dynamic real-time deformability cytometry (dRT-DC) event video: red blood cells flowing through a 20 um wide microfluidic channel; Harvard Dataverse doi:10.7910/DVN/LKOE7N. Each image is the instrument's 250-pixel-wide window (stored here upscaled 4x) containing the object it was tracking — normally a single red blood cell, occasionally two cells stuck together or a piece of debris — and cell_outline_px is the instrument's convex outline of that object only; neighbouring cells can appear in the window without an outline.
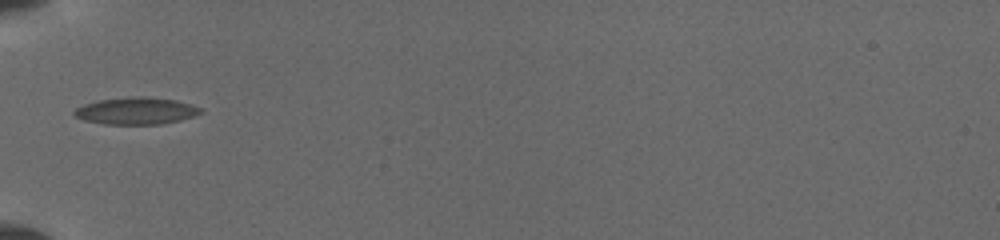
{"species": "common noctule bat (a hibernating species)", "species_latin": "Nyctalus noctula", "temperature_condition": "cold", "stored_images_in_passage": 43, "camera_frame_rate_fps": 3000, "um_per_image_px": 0.085, "animal": {"sex": "female", "body_mass_g": 19.5, "forearm_length_mm": 54.1}, "frame": {"image": 1, "passage_image": 1, "time_ms": 0.0, "image_size_px": [1000, 240], "cell_outline_px": [[204, 112], [180, 120], [160, 124], [104, 124], [84, 120], [76, 116], [72, 112], [76, 108], [84, 104], [96, 100], [132, 96], [144, 96], [176, 100], [204, 108]], "centroid_in_image_um": [11.58, 9.41], "position_along_channel_um": 73.4, "area_um2": 20.0}}
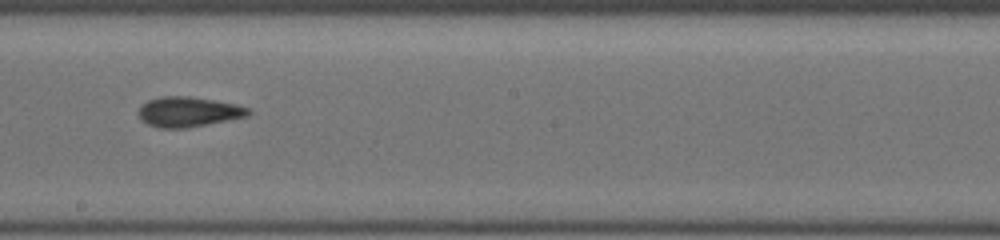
{"frame": {"image": 2, "passage_image": 16, "time_ms": 4.0, "image_size_px": [1000, 240], "cell_outline_px": [[252, 112], [248, 116], [184, 128], [160, 128], [148, 124], [140, 120], [140, 104], [148, 100], [160, 96], [188, 96], [236, 104], [248, 108]], "centroid_in_image_um": [15.99, 9.5], "position_along_channel_um": 232.2, "area_um2": 19.02}}
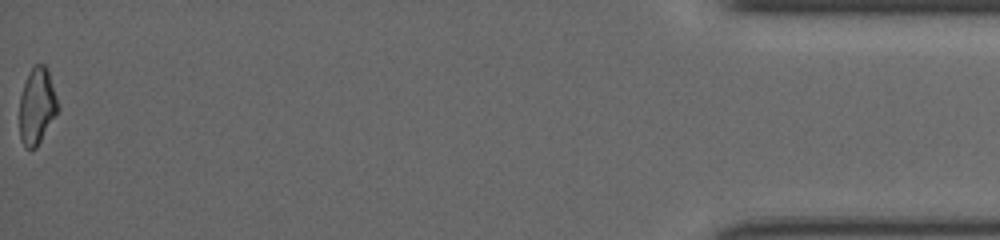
{"frame": {"image": 3, "passage_image": 43, "time_ms": 11.0, "image_size_px": [1000, 240], "cell_outline_px": [[60, 108], [56, 116], [36, 148], [24, 148], [20, 140], [20, 96], [28, 72], [36, 64], [44, 64], [48, 68]], "centroid_in_image_um": [3.16, 9.02], "position_along_channel_um": 432.0, "area_um2": 17.28}}